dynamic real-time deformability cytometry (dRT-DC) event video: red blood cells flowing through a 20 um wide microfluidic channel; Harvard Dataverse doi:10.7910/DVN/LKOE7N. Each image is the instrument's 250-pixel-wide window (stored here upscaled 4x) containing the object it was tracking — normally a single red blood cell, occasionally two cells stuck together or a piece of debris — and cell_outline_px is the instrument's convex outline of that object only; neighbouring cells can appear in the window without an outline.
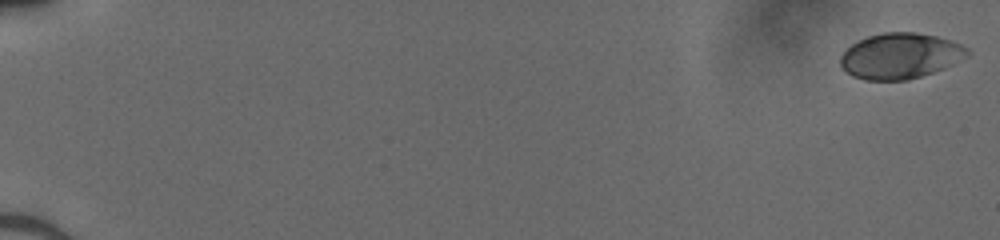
{"species": "human", "species_latin": "Homo sapiens", "temperature_condition": "cold", "stored_images_in_passage": 52, "camera_frame_rate_fps": 3000, "um_per_image_px": 0.085, "donor": {"sex": "male"}, "frame": {"image": 1, "passage_image": 1, "time_ms": 0.0, "image_size_px": [1000, 240], "cell_outline_px": [[968, 56], [944, 68], [908, 80], [864, 80], [852, 76], [840, 64], [840, 56], [852, 44], [868, 36], [884, 32], [916, 32], [936, 36], [960, 44], [968, 48]], "centroid_in_image_um": [76.51, 4.75], "position_along_channel_um": 8.5, "area_um2": 33.47}}
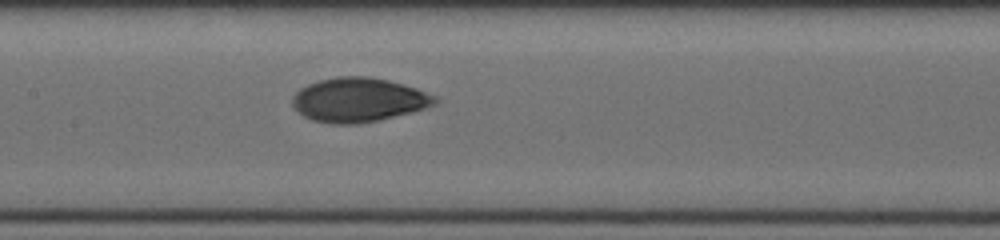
{"frame": {"image": 2, "passage_image": 28, "time_ms": 9.0, "image_size_px": [1000, 240], "cell_outline_px": [[436, 104], [424, 108], [376, 120], [352, 124], [332, 124], [312, 120], [304, 116], [292, 104], [292, 96], [300, 88], [308, 84], [320, 80], [336, 76], [368, 76], [388, 80], [416, 88], [436, 96]], "centroid_in_image_um": [30.44, 8.47], "position_along_channel_um": 177.0, "area_um2": 36.24}}
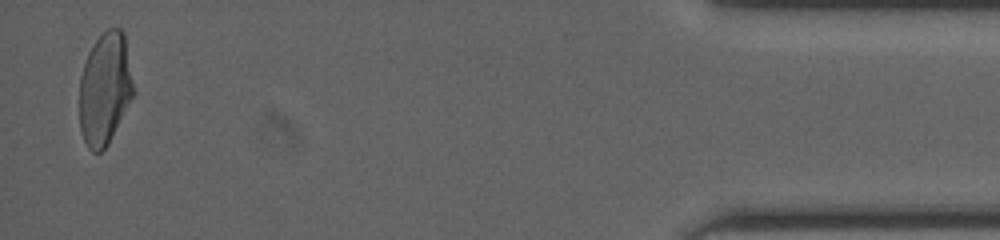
{"frame": {"image": 3, "passage_image": 51, "time_ms": 16.667, "image_size_px": [1000, 240], "cell_outline_px": [[136, 92], [108, 144], [100, 152], [92, 152], [88, 148], [84, 140], [80, 128], [80, 76], [88, 52], [96, 40], [108, 28], [120, 28], [124, 32]], "centroid_in_image_um": [8.94, 7.54], "position_along_channel_um": 426.3, "area_um2": 35.6}}